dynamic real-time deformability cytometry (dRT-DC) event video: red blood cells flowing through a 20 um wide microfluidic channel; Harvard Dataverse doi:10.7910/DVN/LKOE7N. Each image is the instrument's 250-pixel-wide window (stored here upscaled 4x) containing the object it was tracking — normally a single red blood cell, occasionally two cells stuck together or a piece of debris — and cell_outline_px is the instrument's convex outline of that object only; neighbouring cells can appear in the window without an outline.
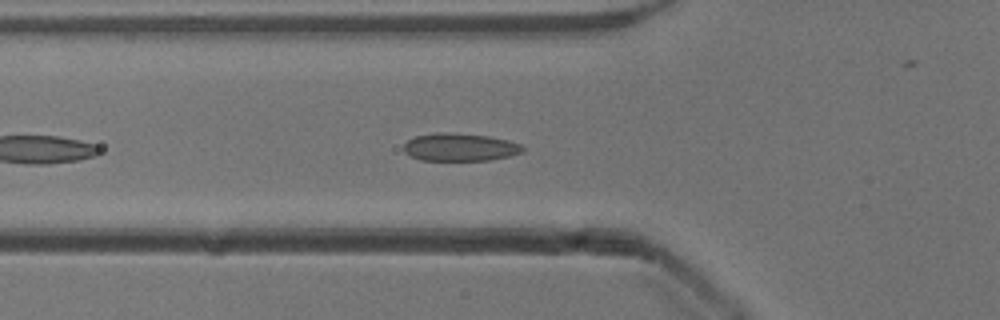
{"species": "common noctule bat (a hibernating species)", "species_latin": "Nyctalus noctula", "temperature_condition": "cold", "stored_images_in_passage": 15, "camera_frame_rate_fps": 3000, "um_per_image_px": 0.085, "animal": {"sex": "male", "body_mass_g": 13.3}, "frame": {"image": 1, "passage_image": 7, "time_ms": 2.0, "image_size_px": [1000, 320], "cell_outline_px": [[524, 152], [508, 156], [488, 160], [420, 160], [404, 152], [404, 144], [408, 140], [416, 136], [436, 132], [488, 136], [508, 140], [520, 144], [524, 148]], "centroid_in_image_um": [39.09, 12.51], "position_along_channel_um": 86.7, "area_um2": 19.02}}
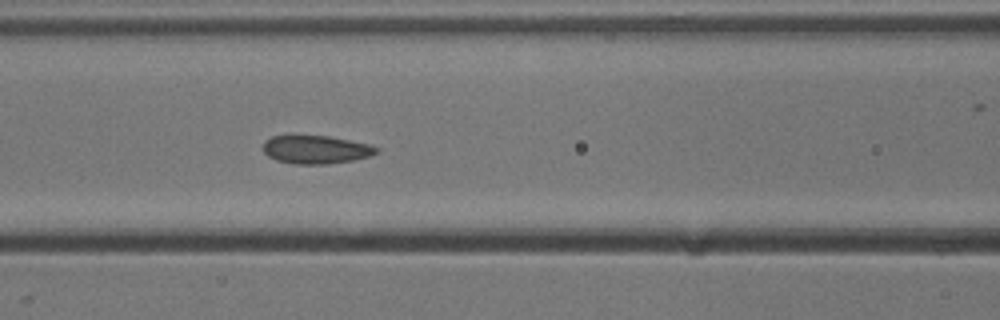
{"frame": {"image": 2, "passage_image": 11, "time_ms": 3.333, "image_size_px": [1000, 320], "cell_outline_px": [[380, 152], [368, 156], [352, 160], [328, 164], [292, 164], [276, 160], [268, 156], [264, 152], [264, 140], [272, 136], [328, 136], [368, 144], [380, 148]], "centroid_in_image_um": [26.85, 12.72], "position_along_channel_um": 139.8, "area_um2": 18.55}}